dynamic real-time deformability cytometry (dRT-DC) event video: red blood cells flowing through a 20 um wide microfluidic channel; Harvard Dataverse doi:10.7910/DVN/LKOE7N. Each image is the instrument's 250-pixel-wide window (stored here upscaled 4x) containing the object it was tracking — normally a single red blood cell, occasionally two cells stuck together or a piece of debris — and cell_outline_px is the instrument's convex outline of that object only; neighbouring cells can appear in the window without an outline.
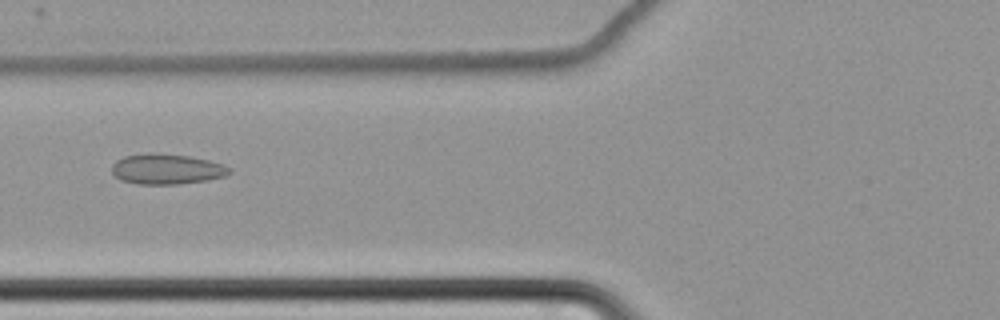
{"species": "common noctule bat (a hibernating species)", "species_latin": "Nyctalus noctula", "temperature_condition": "cold", "stored_images_in_passage": 62, "camera_frame_rate_fps": 3000, "um_per_image_px": 0.085, "animal": {"sex": "female", "body_mass_g": 22.7, "forearm_length_mm": 54.2}, "frame": {"image": 1, "passage_image": 27, "time_ms": 8.667, "image_size_px": [1000, 320], "cell_outline_px": [[232, 172], [224, 176], [208, 180], [180, 184], [136, 184], [120, 180], [112, 172], [112, 164], [116, 160], [124, 156], [152, 152], [192, 156], [224, 164], [232, 168]], "centroid_in_image_um": [14.19, 14.36], "position_along_channel_um": 111.6, "area_um2": 21.1}}
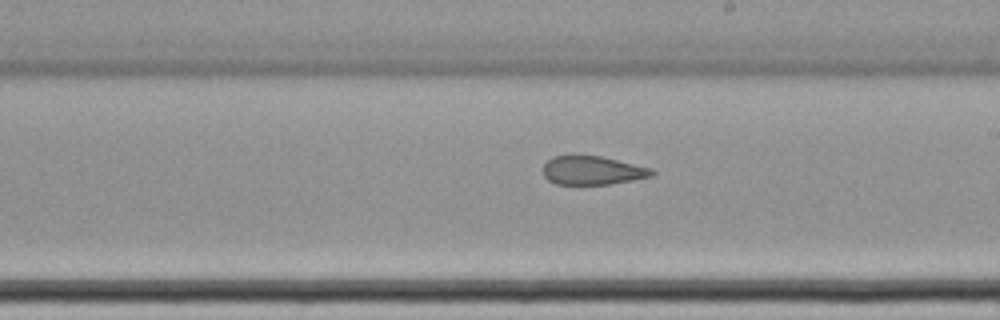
{"frame": {"image": 2, "passage_image": 38, "time_ms": 12.333, "image_size_px": [1000, 320], "cell_outline_px": [[656, 172], [652, 176], [612, 184], [556, 184], [548, 180], [544, 176], [544, 164], [552, 156], [600, 156], [652, 168]], "centroid_in_image_um": [50.37, 14.49], "position_along_channel_um": 238.6, "area_um2": 18.03}}
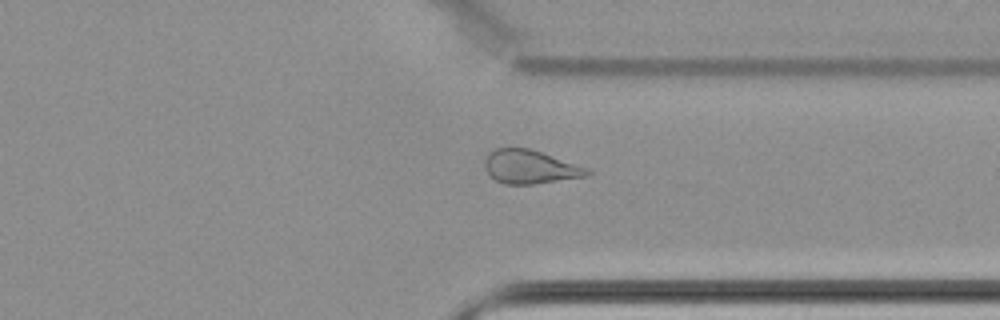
{"frame": {"image": 3, "passage_image": 49, "time_ms": 16.0, "image_size_px": [1000, 320], "cell_outline_px": [[592, 172], [588, 176], [532, 184], [504, 184], [488, 176], [484, 168], [484, 160], [496, 148], [528, 148], [588, 168]], "centroid_in_image_um": [45.03, 14.2], "position_along_channel_um": 366.4, "area_um2": 19.88}, "authors_computed_cell_mechanics": {"area_um2": 22.8599, "velocity_mm_per_s": 3.4669, "shape_relaxation_time_tau1_ms": null, "shape_relaxation_time_tau2_ms": 2.3862, "deformation_change_tau1": null, "deformation_change_tau2": 0.1078}}